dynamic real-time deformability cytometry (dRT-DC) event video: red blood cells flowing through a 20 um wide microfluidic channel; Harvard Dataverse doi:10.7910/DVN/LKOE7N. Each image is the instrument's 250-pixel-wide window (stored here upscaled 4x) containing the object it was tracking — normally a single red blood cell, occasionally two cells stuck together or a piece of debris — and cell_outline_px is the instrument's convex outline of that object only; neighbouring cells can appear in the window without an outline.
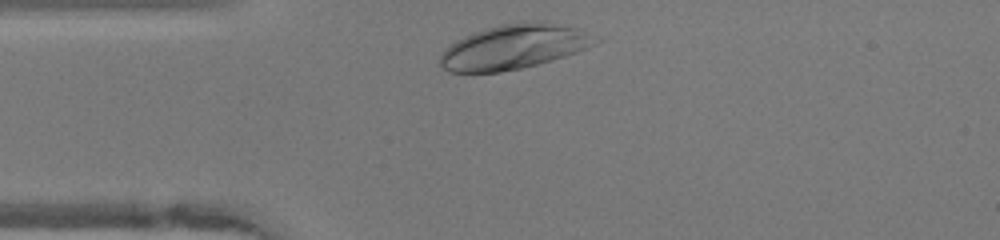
{"species": "human", "species_latin": "Homo sapiens", "temperature_condition": "warm", "stored_images_in_passage": 29, "camera_frame_rate_fps": 3000, "um_per_image_px": 0.085, "donor": {"sex": "female"}, "frame": {"image": 1, "passage_image": 2, "time_ms": 0.333, "image_size_px": [1000, 240], "cell_outline_px": [[584, 48], [576, 52], [552, 60], [520, 68], [500, 72], [448, 72], [440, 64], [440, 56], [444, 48], [464, 36], [472, 32], [484, 28], [500, 24], [528, 20], [536, 20], [580, 28], [584, 36]], "centroid_in_image_um": [43.46, 3.98], "position_along_channel_um": 41.5, "area_um2": 39.19}}
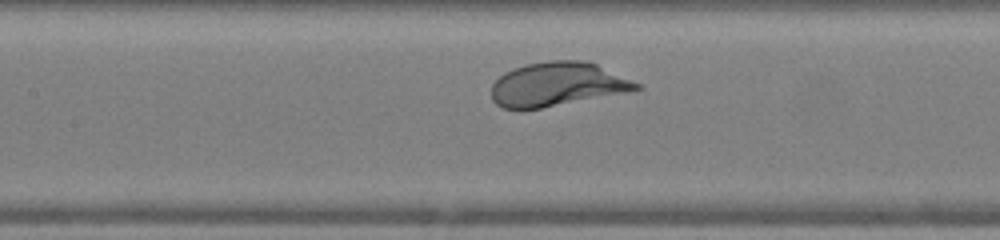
{"frame": {"image": 2, "passage_image": 12, "time_ms": 3.667, "image_size_px": [1000, 240], "cell_outline_px": [[644, 88], [628, 92], [540, 108], [504, 108], [496, 104], [492, 100], [492, 84], [504, 72], [512, 68], [528, 64], [548, 60], [584, 60], [596, 64], [640, 84]], "centroid_in_image_um": [47.37, 7.15], "position_along_channel_um": 160.0, "area_um2": 36.76}}
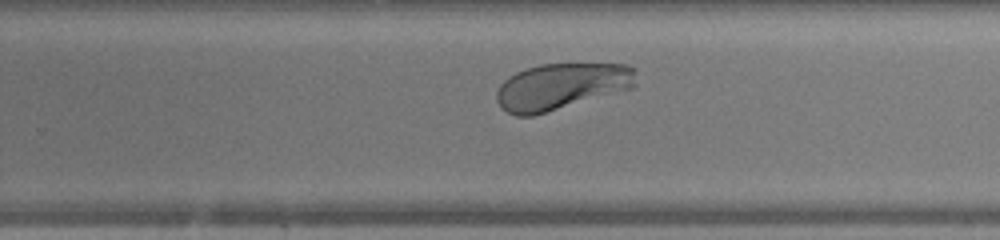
{"frame": {"image": 3, "passage_image": 21, "time_ms": 6.667, "image_size_px": [1000, 240], "cell_outline_px": [[636, 84], [632, 88], [532, 116], [516, 116], [500, 108], [496, 100], [496, 92], [500, 84], [508, 76], [516, 72], [540, 64], [628, 64], [636, 68]], "centroid_in_image_um": [47.71, 7.34], "position_along_channel_um": 282.1, "area_um2": 37.8}, "authors_computed_cell_mechanics": {"area_um2": 37.9168, "velocity_mm_per_s": 4.0733, "shape_relaxation_time_tau1_ms": 1.3552, "shape_relaxation_time_tau2_ms": null, "deformation_change_tau1": 0.1153, "deformation_change_tau2": null}}